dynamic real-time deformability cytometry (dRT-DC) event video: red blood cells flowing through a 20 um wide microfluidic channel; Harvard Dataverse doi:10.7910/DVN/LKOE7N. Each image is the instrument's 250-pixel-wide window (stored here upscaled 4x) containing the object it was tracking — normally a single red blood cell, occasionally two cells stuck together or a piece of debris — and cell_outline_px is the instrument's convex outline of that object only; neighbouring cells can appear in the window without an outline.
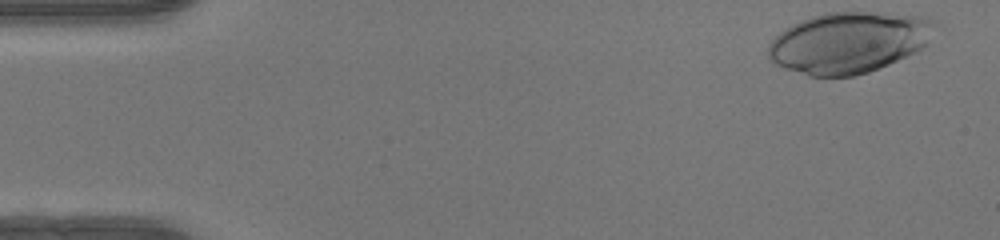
{"species": "human", "species_latin": "Homo sapiens", "temperature_condition": "warm", "stored_images_in_passage": 40, "camera_frame_rate_fps": 3000, "um_per_image_px": 0.085, "donor": {"sex": "female"}, "frame": {"image": 1, "passage_image": 1, "time_ms": 0.0, "image_size_px": [1000, 240], "cell_outline_px": [[932, 24], [924, 44], [916, 52], [888, 64], [868, 72], [852, 76], [808, 76], [784, 68], [776, 64], [768, 56], [768, 44], [784, 28], [792, 24], [812, 16], [824, 12], [884, 12], [924, 16], [932, 20]], "centroid_in_image_um": [72.07, 3.6], "position_along_channel_um": 12.9, "area_um2": 58.72}}